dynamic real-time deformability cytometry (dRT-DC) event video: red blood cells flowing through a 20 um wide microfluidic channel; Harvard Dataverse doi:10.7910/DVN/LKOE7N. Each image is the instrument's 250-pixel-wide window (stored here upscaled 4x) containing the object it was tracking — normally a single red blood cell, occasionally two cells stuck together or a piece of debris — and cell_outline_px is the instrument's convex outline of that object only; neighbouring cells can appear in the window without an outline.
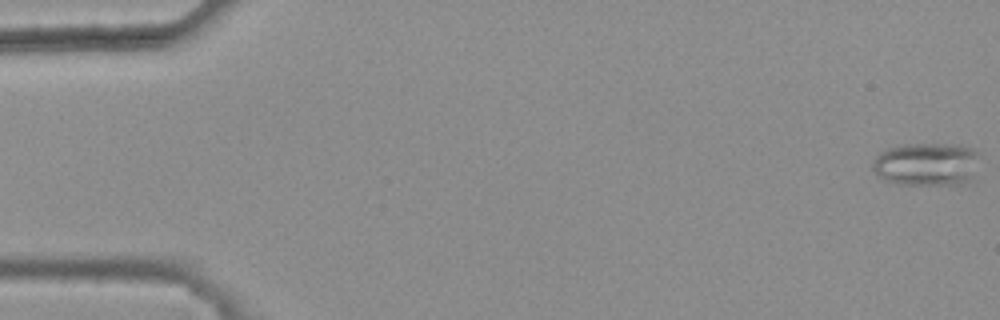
{"species": "common noctule bat (a hibernating species)", "species_latin": "Nyctalus noctula", "temperature_condition": "warm", "stored_images_in_passage": 47, "camera_frame_rate_fps": 3000, "um_per_image_px": 0.085, "animal": {"sex": "female", "body_mass_g": 25.1}, "frame": {"image": 1, "passage_image": 1, "time_ms": 0.0, "image_size_px": [1000, 320], "cell_outline_px": [[976, 152], [972, 180], [960, 184], [904, 184], [884, 180], [872, 168], [872, 160], [880, 152], [888, 148], [904, 144], [964, 144], [972, 148]], "centroid_in_image_um": [78.72, 13.94], "position_along_channel_um": 6.3, "area_um2": 26.65}}
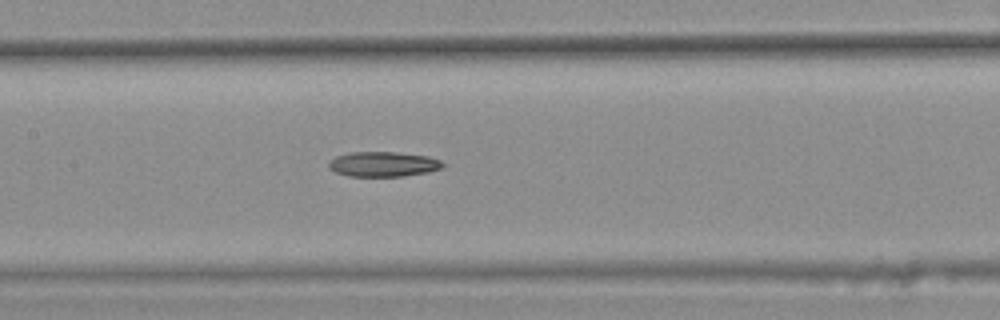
{"frame": {"image": 2, "passage_image": 26, "time_ms": 8.333, "image_size_px": [1000, 320], "cell_outline_px": [[444, 168], [428, 172], [404, 176], [348, 176], [336, 172], [328, 168], [328, 160], [336, 156], [348, 152], [400, 152], [428, 156], [440, 160], [444, 164]], "centroid_in_image_um": [32.57, 13.95], "position_along_channel_um": 174.8, "area_um2": 16.82}}
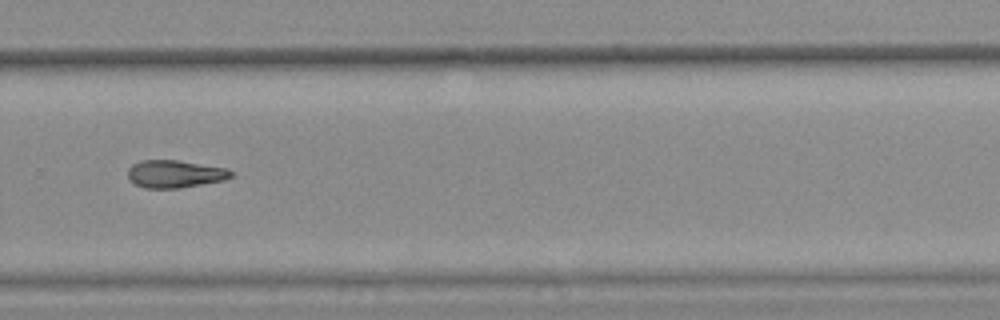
{"frame": {"image": 3, "passage_image": 37, "time_ms": 12.0, "image_size_px": [1000, 320], "cell_outline_px": [[236, 172], [232, 176], [224, 180], [180, 188], [144, 188], [136, 184], [128, 176], [128, 168], [132, 164], [140, 160], [176, 160], [228, 168]], "centroid_in_image_um": [14.9, 14.78], "position_along_channel_um": 314.9, "area_um2": 16.65}}